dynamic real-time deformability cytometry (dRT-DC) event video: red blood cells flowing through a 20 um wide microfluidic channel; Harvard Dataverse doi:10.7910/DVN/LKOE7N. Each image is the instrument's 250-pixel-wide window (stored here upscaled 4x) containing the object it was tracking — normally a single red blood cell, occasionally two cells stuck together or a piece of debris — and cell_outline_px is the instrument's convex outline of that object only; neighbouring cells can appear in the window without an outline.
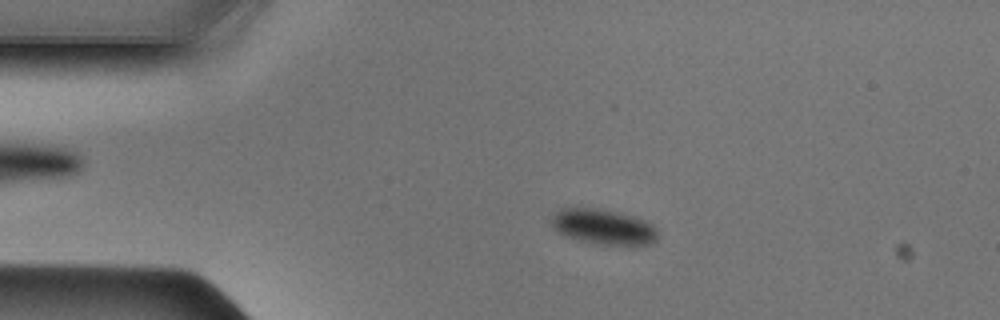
{"species": "Egyptian fruit bat (a non-hibernating species)", "species_latin": "Rousettus aegyptiacus", "temperature_condition": "cold", "stored_images_in_passage": 48, "camera_frame_rate_fps": 3000, "um_per_image_px": 0.085, "animal": {"sex": "male"}, "frame": {"image": 1, "passage_image": 9, "time_ms": 2.667, "image_size_px": [1000, 320], "cell_outline_px": [[656, 240], [648, 244], [604, 244], [580, 240], [564, 236], [552, 228], [552, 216], [560, 208], [592, 208], [616, 212], [632, 216], [644, 220], [652, 224], [656, 228]], "centroid_in_image_um": [51.24, 19.27], "position_along_channel_um": 33.8, "area_um2": 21.39}}
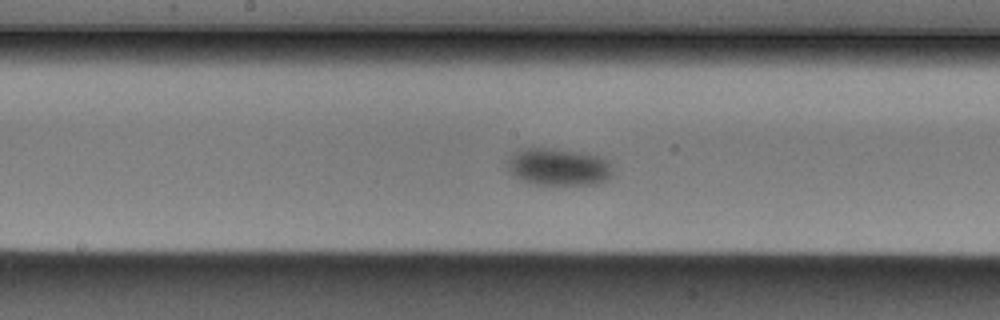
{"frame": {"image": 2, "passage_image": 24, "time_ms": 7.667, "image_size_px": [1000, 320], "cell_outline_px": [[612, 176], [608, 180], [596, 184], [536, 184], [524, 180], [508, 172], [504, 164], [504, 160], [512, 152], [520, 148], [544, 148], [572, 152], [596, 156], [608, 160], [612, 164]], "centroid_in_image_um": [47.4, 14.19], "position_along_channel_um": 200.8, "area_um2": 22.89}}
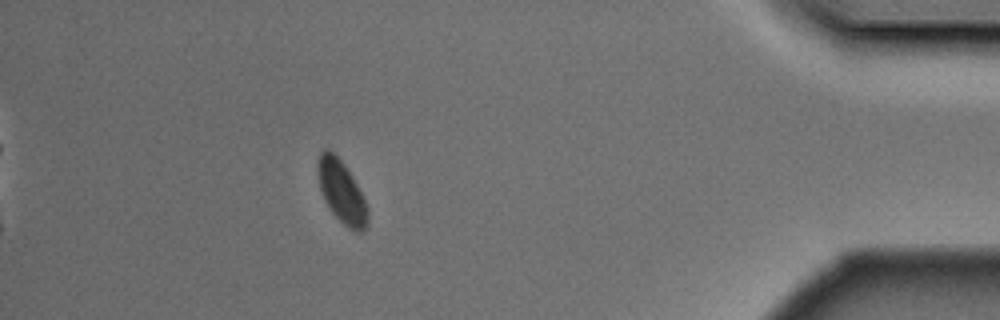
{"frame": {"image": 3, "passage_image": 43, "time_ms": 14.0, "image_size_px": [1000, 320], "cell_outline_px": [[368, 224], [360, 232], [356, 232], [348, 228], [332, 212], [324, 200], [320, 188], [316, 172], [316, 160], [320, 152], [324, 148], [328, 148], [344, 164], [352, 176], [368, 208]], "centroid_in_image_um": [28.99, 16.27], "position_along_channel_um": 406.2, "area_um2": 18.15}}